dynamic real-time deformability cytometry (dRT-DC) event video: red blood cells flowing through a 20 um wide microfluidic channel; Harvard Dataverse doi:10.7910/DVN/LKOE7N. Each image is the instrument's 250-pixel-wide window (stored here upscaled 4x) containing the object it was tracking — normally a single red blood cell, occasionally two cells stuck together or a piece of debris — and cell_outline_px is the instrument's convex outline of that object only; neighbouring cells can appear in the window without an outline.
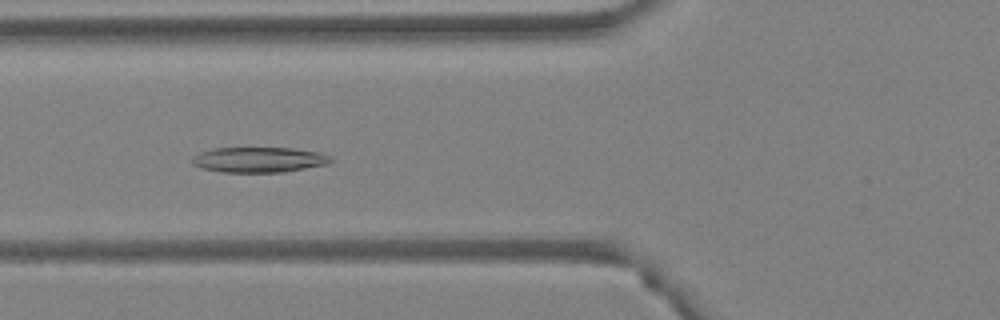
{"species": "Egyptian fruit bat (a non-hibernating species)", "species_latin": "Rousettus aegyptiacus", "temperature_condition": "warm", "stored_images_in_passage": 52, "camera_frame_rate_fps": 3000, "um_per_image_px": 0.085, "animal": {"sex": "female"}, "frame": {"image": 1, "passage_image": 21, "time_ms": 6.667, "image_size_px": [1000, 320], "cell_outline_px": [[332, 160], [328, 164], [284, 172], [220, 172], [200, 168], [192, 164], [192, 156], [200, 152], [212, 148], [292, 148], [320, 152], [328, 156]], "centroid_in_image_um": [21.96, 13.58], "position_along_channel_um": 103.8, "area_um2": 20.52}}
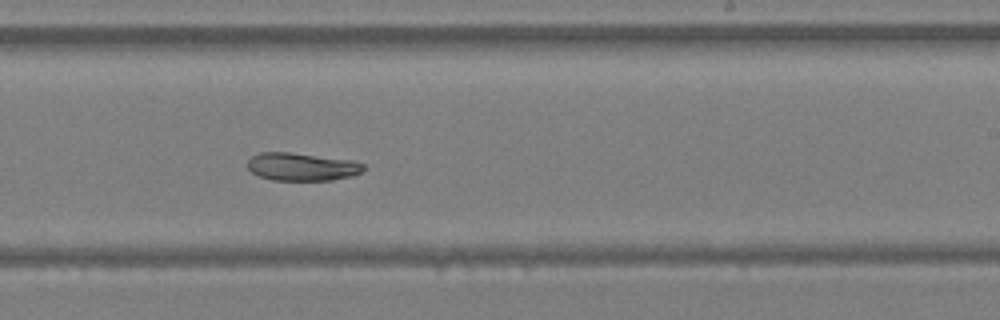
{"frame": {"image": 2, "passage_image": 33, "time_ms": 10.667, "image_size_px": [1000, 320], "cell_outline_px": [[364, 168], [360, 172], [352, 176], [332, 180], [272, 180], [260, 176], [252, 172], [248, 168], [248, 160], [252, 156], [260, 152], [292, 152], [352, 160], [364, 164]], "centroid_in_image_um": [25.65, 14.16], "position_along_channel_um": 263.3, "area_um2": 18.84}}
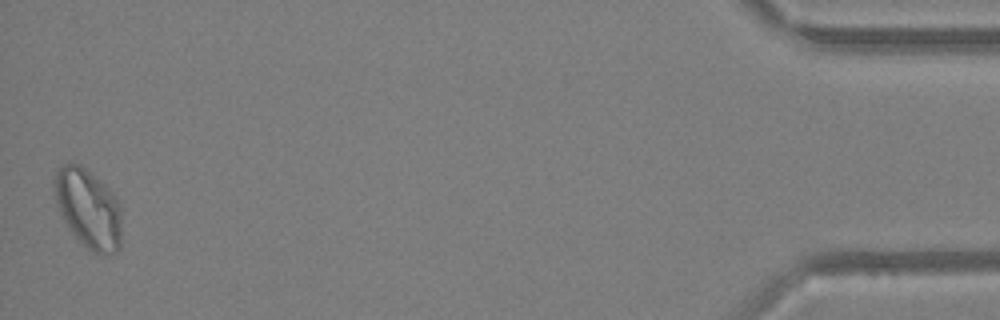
{"frame": {"image": 3, "passage_image": 52, "time_ms": 17.0, "image_size_px": [1000, 320], "cell_outline_px": [[120, 248], [116, 252], [104, 256], [100, 256], [92, 252], [72, 232], [64, 220], [56, 204], [52, 184], [52, 180], [56, 172], [64, 164], [80, 164], [104, 184], [112, 192], [120, 204]], "centroid_in_image_um": [7.5, 17.74], "position_along_channel_um": 427.7, "area_um2": 30.98}}